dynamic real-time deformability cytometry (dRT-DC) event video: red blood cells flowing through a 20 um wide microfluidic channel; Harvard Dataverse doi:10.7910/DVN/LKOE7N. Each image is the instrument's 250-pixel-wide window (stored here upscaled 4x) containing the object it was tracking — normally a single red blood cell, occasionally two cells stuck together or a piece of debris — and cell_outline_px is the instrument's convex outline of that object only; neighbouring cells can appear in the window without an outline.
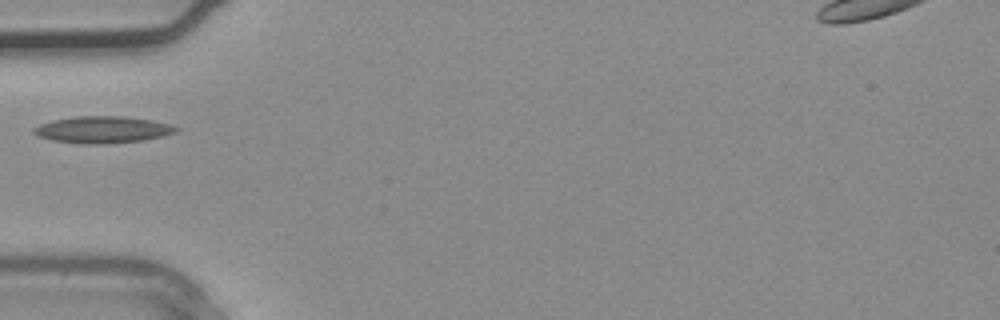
{"species": "common noctule bat (a hibernating species)", "species_latin": "Nyctalus noctula", "temperature_condition": "warm", "stored_images_in_passage": 11, "camera_frame_rate_fps": 3000, "um_per_image_px": 0.085, "animal": {"sex": "male", "body_mass_g": 20.4}, "frame": {"image": 1, "passage_image": 1, "time_ms": 0.0, "image_size_px": [1000, 320], "cell_outline_px": [[180, 128], [176, 132], [144, 140], [104, 144], [84, 144], [52, 140], [40, 136], [32, 132], [32, 128], [40, 124], [52, 120], [76, 116], [124, 116], [152, 120], [168, 124]], "centroid_in_image_um": [8.7, 11.02], "position_along_channel_um": 76.3, "area_um2": 22.14}}